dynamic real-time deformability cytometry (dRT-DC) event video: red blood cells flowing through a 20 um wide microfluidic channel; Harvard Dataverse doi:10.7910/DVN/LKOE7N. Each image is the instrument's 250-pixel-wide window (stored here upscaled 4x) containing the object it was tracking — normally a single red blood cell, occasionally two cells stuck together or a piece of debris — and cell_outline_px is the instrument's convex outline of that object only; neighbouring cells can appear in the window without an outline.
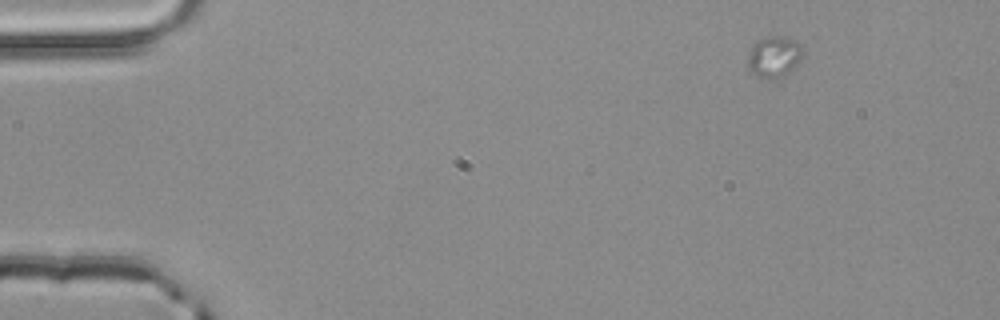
{"species": "common noctule bat (a hibernating species)", "species_latin": "Nyctalus noctula", "temperature_condition": "room temperature", "stored_images_in_passage": 2, "camera_frame_rate_fps": 3000, "um_per_image_px": 0.085, "animal": {"sex": "male", "body_mass_g": 20.4}, "frame": {"image": 1, "passage_image": 1, "time_ms": 0.0, "image_size_px": [1000, 320], "cell_outline_px": [[804, 52], [800, 60], [792, 72], [784, 76], [764, 80], [748, 76], [748, 52], [752, 44], [756, 40], [764, 36], [784, 36], [796, 40], [804, 44]], "centroid_in_image_um": [65.78, 4.84], "position_along_channel_um": 19.2, "area_um2": 14.28}}